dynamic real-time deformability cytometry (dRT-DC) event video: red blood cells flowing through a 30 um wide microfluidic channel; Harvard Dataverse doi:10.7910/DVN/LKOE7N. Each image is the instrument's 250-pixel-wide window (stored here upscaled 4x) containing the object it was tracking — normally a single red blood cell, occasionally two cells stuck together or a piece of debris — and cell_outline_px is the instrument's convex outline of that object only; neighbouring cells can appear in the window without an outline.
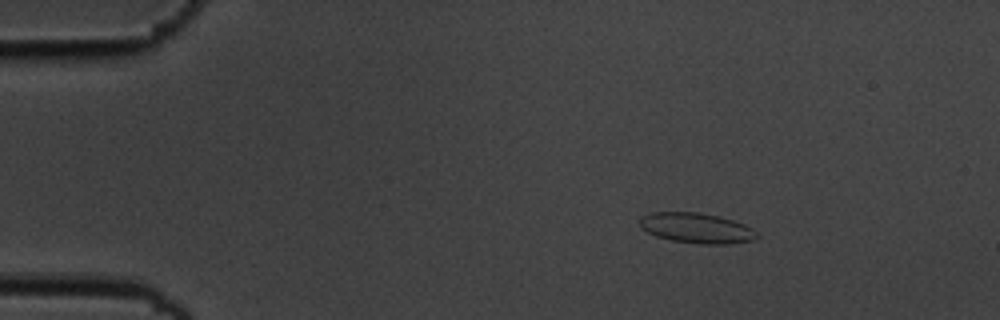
{"species": "common noctule bat (a hibernating species)", "species_latin": "Nyctalus noctula", "temperature_condition": "cold", "stored_images_in_passage": 6, "camera_frame_rate_fps": 3000, "um_per_image_px": 0.085, "animal": {"sex": "male", "body_mass_g": 19.5, "forearm_length_mm": 54.6}, "frame": {"image": 1, "passage_image": 3, "time_ms": 0.667, "image_size_px": [1000, 320], "cell_outline_px": [[760, 236], [752, 240], [728, 244], [700, 244], [672, 240], [656, 236], [640, 228], [640, 220], [644, 216], [652, 212], [700, 212], [720, 216], [744, 224], [752, 228]], "centroid_in_image_um": [59.22, 19.38], "position_along_channel_um": 25.8, "area_um2": 20.63}}